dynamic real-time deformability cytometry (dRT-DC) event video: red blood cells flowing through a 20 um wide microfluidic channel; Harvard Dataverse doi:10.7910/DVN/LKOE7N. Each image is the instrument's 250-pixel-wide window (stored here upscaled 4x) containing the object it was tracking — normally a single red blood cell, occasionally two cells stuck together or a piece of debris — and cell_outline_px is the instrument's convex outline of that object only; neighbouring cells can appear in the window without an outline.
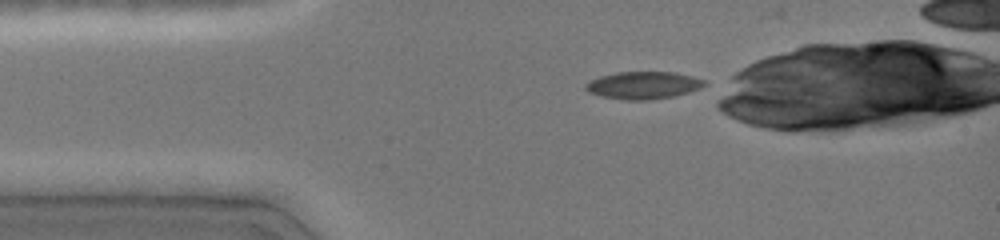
{"species": "common noctule bat (a hibernating species)", "species_latin": "Nyctalus noctula", "temperature_condition": "cold", "stored_images_in_passage": 46, "camera_frame_rate_fps": 3000, "um_per_image_px": 0.085, "animal": {"sex": "female", "body_mass_g": 19.0, "forearm_length_mm": 51.5}, "frame": {"image": 1, "passage_image": 1, "time_ms": 0.0, "image_size_px": [1000, 240], "cell_outline_px": [[708, 84], [700, 88], [676, 96], [648, 100], [624, 100], [604, 96], [588, 92], [584, 88], [584, 84], [600, 76], [616, 72], [676, 72], [708, 80]], "centroid_in_image_um": [54.73, 7.24], "position_along_channel_um": 30.3, "area_um2": 19.13}}
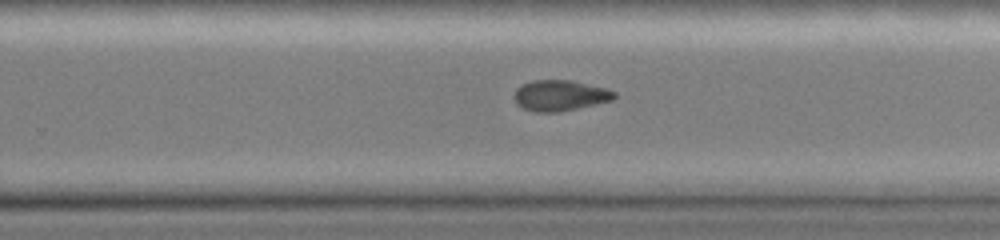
{"frame": {"image": 2, "passage_image": 29, "time_ms": 7.0, "image_size_px": [1000, 240], "cell_outline_px": [[616, 96], [612, 100], [596, 104], [556, 112], [536, 112], [524, 108], [516, 104], [512, 96], [516, 88], [532, 80], [572, 80], [608, 88], [616, 92]], "centroid_in_image_um": [47.59, 8.1], "position_along_channel_um": 282.2, "area_um2": 18.03}}
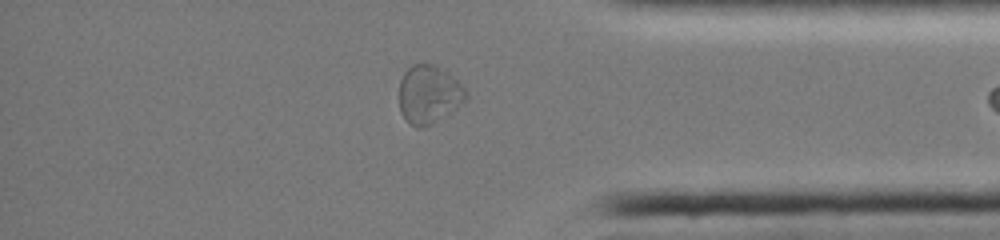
{"frame": {"image": 3, "passage_image": 43, "time_ms": 10.0, "image_size_px": [1000, 240], "cell_outline_px": [[468, 96], [456, 108], [428, 124], [420, 128], [416, 128], [408, 124], [400, 112], [400, 80], [404, 72], [412, 64], [432, 64], [448, 72], [468, 92]], "centroid_in_image_um": [36.42, 8.01], "position_along_channel_um": 398.8, "area_um2": 22.31}}